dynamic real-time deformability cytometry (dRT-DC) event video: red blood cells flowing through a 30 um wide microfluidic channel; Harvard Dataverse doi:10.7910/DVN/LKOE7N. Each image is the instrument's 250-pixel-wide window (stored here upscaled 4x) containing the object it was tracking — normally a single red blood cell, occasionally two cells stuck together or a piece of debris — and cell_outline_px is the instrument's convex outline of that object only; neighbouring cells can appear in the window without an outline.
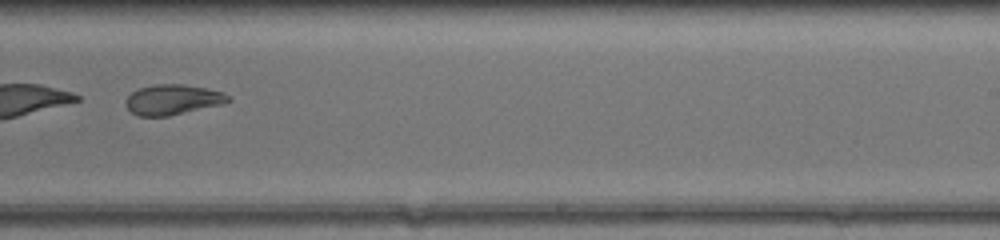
{"species": "common noctule bat (a hibernating species)", "species_latin": "Nyctalus noctula", "temperature_condition": "warm", "stored_images_in_passage": 24, "camera_frame_rate_fps": 3000, "um_per_image_px": 0.085, "animal": {"sex": "female", "body_mass_g": 17.0, "forearm_length_mm": 48.0}, "frame": {"image": 1, "passage_image": 17, "time_ms": 5.333, "image_size_px": [1000, 240], "cell_outline_px": [[232, 100], [224, 104], [168, 116], [136, 116], [128, 108], [124, 100], [132, 92], [140, 88], [156, 84], [184, 84], [224, 92]], "centroid_in_image_um": [14.69, 8.47], "position_along_channel_um": 274.3, "area_um2": 18.03}, "authors_computed_cell_mechanics": {"area_um2": 18.1781, "velocity_mm_per_s": 4.3383, "shape_relaxation_time_tau1_ms": null, "shape_relaxation_time_tau2_ms": 4.4721, "deformation_change_tau1": null, "deformation_change_tau2": 0.0664}}